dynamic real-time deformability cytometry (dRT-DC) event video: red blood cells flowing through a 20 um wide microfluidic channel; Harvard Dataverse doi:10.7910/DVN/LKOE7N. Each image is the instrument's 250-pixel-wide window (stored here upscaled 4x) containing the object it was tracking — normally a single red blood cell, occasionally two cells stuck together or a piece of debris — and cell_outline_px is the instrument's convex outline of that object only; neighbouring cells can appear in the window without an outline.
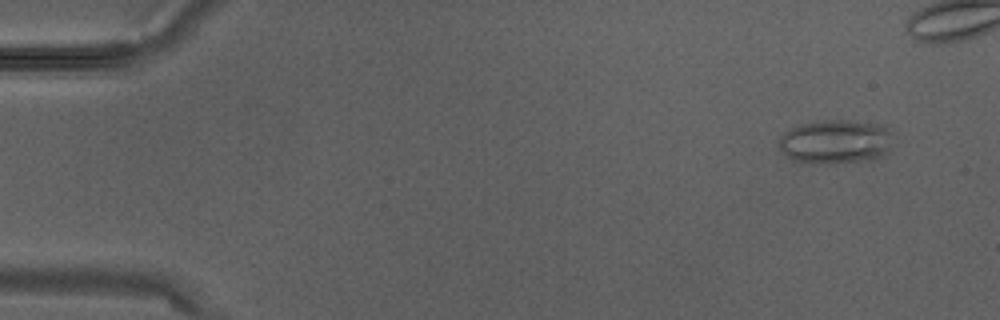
{"species": "Egyptian fruit bat (a non-hibernating species)", "species_latin": "Rousettus aegyptiacus", "temperature_condition": "warm", "stored_images_in_passage": 4, "camera_frame_rate_fps": 3000, "um_per_image_px": 0.085, "animal": {"sex": "male"}, "frame": {"image": 1, "passage_image": 1, "time_ms": 0.0, "image_size_px": [1000, 320], "cell_outline_px": [[888, 152], [872, 160], [792, 160], [780, 152], [780, 136], [784, 132], [800, 124], [824, 120], [844, 120], [872, 124], [884, 128], [888, 132]], "centroid_in_image_um": [70.94, 12.0], "position_along_channel_um": 14.1, "area_um2": 27.51}}